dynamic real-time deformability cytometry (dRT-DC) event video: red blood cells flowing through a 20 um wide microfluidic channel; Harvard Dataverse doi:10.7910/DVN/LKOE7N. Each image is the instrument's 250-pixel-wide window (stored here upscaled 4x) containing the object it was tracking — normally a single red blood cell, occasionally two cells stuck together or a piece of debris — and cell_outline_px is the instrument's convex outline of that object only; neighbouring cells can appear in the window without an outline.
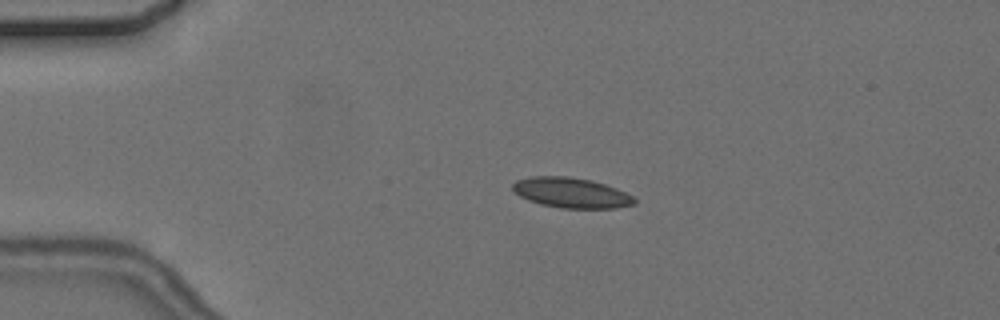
{"species": "common noctule bat (a hibernating species)", "species_latin": "Nyctalus noctula", "temperature_condition": "cold", "stored_images_in_passage": 4, "camera_frame_rate_fps": 3000, "um_per_image_px": 0.085, "animal": {"sex": "female", "body_mass_g": 24.6, "forearm_length_mm": 56.2}, "frame": {"image": 1, "passage_image": 3, "time_ms": 2.333, "image_size_px": [1000, 320], "cell_outline_px": [[636, 204], [616, 208], [560, 208], [540, 204], [528, 200], [520, 196], [512, 188], [512, 184], [516, 180], [532, 176], [568, 176], [592, 180], [616, 188], [632, 196], [636, 200]], "centroid_in_image_um": [48.55, 16.38], "position_along_channel_um": 36.5, "area_um2": 21.44}}